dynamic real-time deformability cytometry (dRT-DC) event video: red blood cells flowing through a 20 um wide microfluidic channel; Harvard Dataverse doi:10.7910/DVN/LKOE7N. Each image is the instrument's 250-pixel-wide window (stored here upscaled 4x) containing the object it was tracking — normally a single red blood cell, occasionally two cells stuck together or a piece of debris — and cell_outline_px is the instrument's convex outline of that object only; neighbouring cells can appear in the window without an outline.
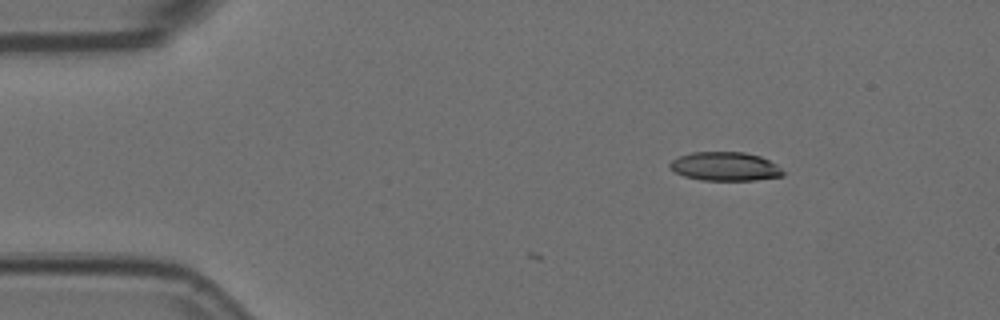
{"species": "Egyptian fruit bat (a non-hibernating species)", "species_latin": "Rousettus aegyptiacus", "temperature_condition": "room temperature", "stored_images_in_passage": 6, "camera_frame_rate_fps": 3000, "um_per_image_px": 0.085, "animal": {"sex": "female"}, "frame": {"image": 1, "passage_image": 1, "time_ms": 0.0, "image_size_px": [1000, 320], "cell_outline_px": [[784, 176], [756, 180], [700, 180], [684, 176], [668, 168], [668, 164], [672, 160], [680, 156], [692, 152], [744, 152], [760, 156], [776, 164], [784, 172]], "centroid_in_image_um": [61.62, 14.15], "position_along_channel_um": 23.4, "area_um2": 19.02}}